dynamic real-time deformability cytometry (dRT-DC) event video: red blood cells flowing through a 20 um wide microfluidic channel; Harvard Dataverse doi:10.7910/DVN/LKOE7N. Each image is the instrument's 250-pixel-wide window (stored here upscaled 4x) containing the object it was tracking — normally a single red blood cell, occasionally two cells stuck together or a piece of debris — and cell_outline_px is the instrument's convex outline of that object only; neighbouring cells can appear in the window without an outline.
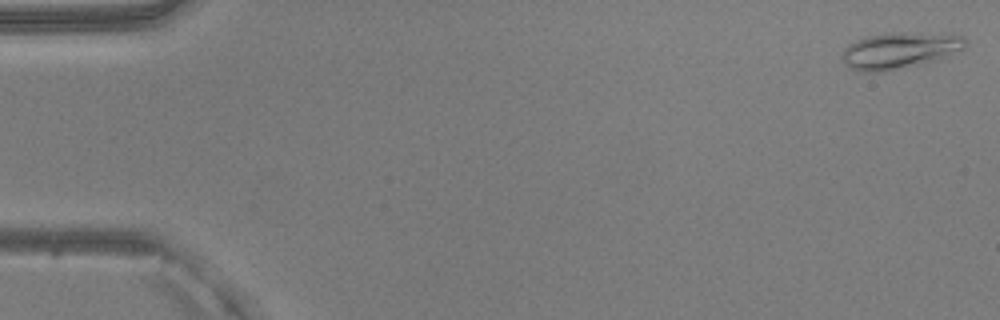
{"species": "common noctule bat (a hibernating species)", "species_latin": "Nyctalus noctula", "temperature_condition": "warm", "stored_images_in_passage": 13, "camera_frame_rate_fps": 3000, "um_per_image_px": 0.085, "animal": {"sex": "male", "body_mass_g": 20.5, "forearm_length_mm": 52.5}, "frame": {"image": 1, "passage_image": 1, "time_ms": 0.0, "image_size_px": [1000, 320], "cell_outline_px": [[968, 44], [964, 48], [948, 56], [916, 64], [880, 72], [860, 72], [848, 68], [840, 56], [844, 48], [848, 44], [856, 40], [868, 36], [892, 32], [952, 32], [964, 36], [968, 40]], "centroid_in_image_um": [76.5, 4.24], "position_along_channel_um": 8.5, "area_um2": 26.59}}